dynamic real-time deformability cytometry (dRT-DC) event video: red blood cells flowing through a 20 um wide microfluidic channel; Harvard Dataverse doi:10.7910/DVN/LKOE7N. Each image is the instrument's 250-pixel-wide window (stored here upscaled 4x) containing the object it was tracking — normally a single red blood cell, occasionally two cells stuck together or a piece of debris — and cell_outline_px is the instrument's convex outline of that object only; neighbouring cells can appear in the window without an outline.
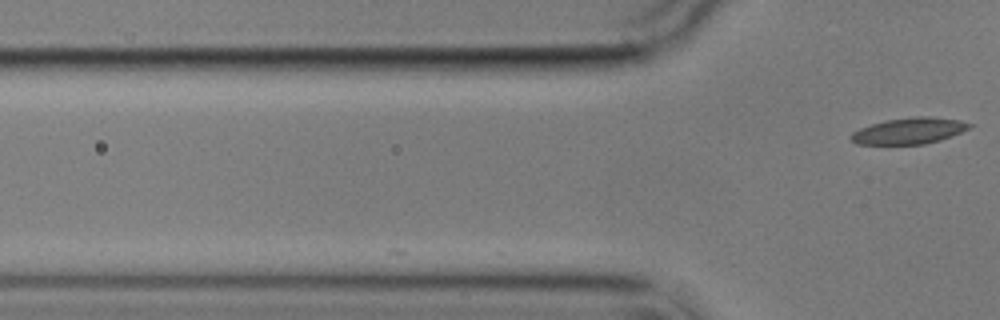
{"species": "common noctule bat (a hibernating species)", "species_latin": "Nyctalus noctula", "temperature_condition": "cold", "stored_images_in_passage": 2, "camera_frame_rate_fps": 3000, "um_per_image_px": 0.085, "animal": {"sex": "male", "body_mass_g": 17.9}, "frame": {"image": 1, "passage_image": 2, "time_ms": 1.0, "image_size_px": [1000, 320], "cell_outline_px": [[972, 124], [968, 128], [960, 132], [940, 140], [924, 144], [856, 144], [852, 140], [852, 132], [860, 128], [872, 124], [888, 120], [916, 116], [928, 116], [960, 120]], "centroid_in_image_um": [77.27, 11.12], "position_along_channel_um": 48.5, "area_um2": 17.74}}